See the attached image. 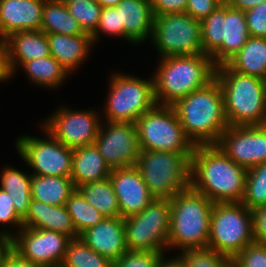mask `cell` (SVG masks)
I'll return each instance as SVG.
<instances>
[{
    "instance_id": "cell-1",
    "label": "cell",
    "mask_w": 266,
    "mask_h": 267,
    "mask_svg": "<svg viewBox=\"0 0 266 267\" xmlns=\"http://www.w3.org/2000/svg\"><path fill=\"white\" fill-rule=\"evenodd\" d=\"M247 169L237 165L217 145H198L191 156V184L213 203L241 202Z\"/></svg>"
},
{
    "instance_id": "cell-2",
    "label": "cell",
    "mask_w": 266,
    "mask_h": 267,
    "mask_svg": "<svg viewBox=\"0 0 266 267\" xmlns=\"http://www.w3.org/2000/svg\"><path fill=\"white\" fill-rule=\"evenodd\" d=\"M186 137L194 146L216 145L229 127L221 87L216 78L174 105Z\"/></svg>"
},
{
    "instance_id": "cell-3",
    "label": "cell",
    "mask_w": 266,
    "mask_h": 267,
    "mask_svg": "<svg viewBox=\"0 0 266 267\" xmlns=\"http://www.w3.org/2000/svg\"><path fill=\"white\" fill-rule=\"evenodd\" d=\"M156 69L152 77L155 101L167 106L206 86L216 72L211 56L205 54L162 57Z\"/></svg>"
},
{
    "instance_id": "cell-4",
    "label": "cell",
    "mask_w": 266,
    "mask_h": 267,
    "mask_svg": "<svg viewBox=\"0 0 266 267\" xmlns=\"http://www.w3.org/2000/svg\"><path fill=\"white\" fill-rule=\"evenodd\" d=\"M229 126L266 125V80L233 71L227 64L216 67Z\"/></svg>"
},
{
    "instance_id": "cell-5",
    "label": "cell",
    "mask_w": 266,
    "mask_h": 267,
    "mask_svg": "<svg viewBox=\"0 0 266 267\" xmlns=\"http://www.w3.org/2000/svg\"><path fill=\"white\" fill-rule=\"evenodd\" d=\"M168 248H207L214 203L191 186L170 199Z\"/></svg>"
},
{
    "instance_id": "cell-6",
    "label": "cell",
    "mask_w": 266,
    "mask_h": 267,
    "mask_svg": "<svg viewBox=\"0 0 266 267\" xmlns=\"http://www.w3.org/2000/svg\"><path fill=\"white\" fill-rule=\"evenodd\" d=\"M192 154L140 150L135 167L155 199H172L190 187Z\"/></svg>"
},
{
    "instance_id": "cell-7",
    "label": "cell",
    "mask_w": 266,
    "mask_h": 267,
    "mask_svg": "<svg viewBox=\"0 0 266 267\" xmlns=\"http://www.w3.org/2000/svg\"><path fill=\"white\" fill-rule=\"evenodd\" d=\"M249 37L245 12L226 2L201 21L203 54L211 56L216 67L226 64Z\"/></svg>"
},
{
    "instance_id": "cell-8",
    "label": "cell",
    "mask_w": 266,
    "mask_h": 267,
    "mask_svg": "<svg viewBox=\"0 0 266 267\" xmlns=\"http://www.w3.org/2000/svg\"><path fill=\"white\" fill-rule=\"evenodd\" d=\"M253 242L251 210L242 202L214 203L207 248L232 260Z\"/></svg>"
},
{
    "instance_id": "cell-9",
    "label": "cell",
    "mask_w": 266,
    "mask_h": 267,
    "mask_svg": "<svg viewBox=\"0 0 266 267\" xmlns=\"http://www.w3.org/2000/svg\"><path fill=\"white\" fill-rule=\"evenodd\" d=\"M110 78L105 121L136 123L143 113L156 105L153 78L146 80L123 73H115Z\"/></svg>"
},
{
    "instance_id": "cell-10",
    "label": "cell",
    "mask_w": 266,
    "mask_h": 267,
    "mask_svg": "<svg viewBox=\"0 0 266 267\" xmlns=\"http://www.w3.org/2000/svg\"><path fill=\"white\" fill-rule=\"evenodd\" d=\"M140 150L193 152L173 106L156 104L136 120Z\"/></svg>"
},
{
    "instance_id": "cell-11",
    "label": "cell",
    "mask_w": 266,
    "mask_h": 267,
    "mask_svg": "<svg viewBox=\"0 0 266 267\" xmlns=\"http://www.w3.org/2000/svg\"><path fill=\"white\" fill-rule=\"evenodd\" d=\"M170 213V199H154L140 213L124 218L128 250L153 252L167 250Z\"/></svg>"
},
{
    "instance_id": "cell-12",
    "label": "cell",
    "mask_w": 266,
    "mask_h": 267,
    "mask_svg": "<svg viewBox=\"0 0 266 267\" xmlns=\"http://www.w3.org/2000/svg\"><path fill=\"white\" fill-rule=\"evenodd\" d=\"M151 39L160 58L203 54L201 21L186 12L155 16Z\"/></svg>"
},
{
    "instance_id": "cell-13",
    "label": "cell",
    "mask_w": 266,
    "mask_h": 267,
    "mask_svg": "<svg viewBox=\"0 0 266 267\" xmlns=\"http://www.w3.org/2000/svg\"><path fill=\"white\" fill-rule=\"evenodd\" d=\"M44 132L47 139L29 135L17 138L20 157L34 170L32 175L71 177L73 149Z\"/></svg>"
},
{
    "instance_id": "cell-14",
    "label": "cell",
    "mask_w": 266,
    "mask_h": 267,
    "mask_svg": "<svg viewBox=\"0 0 266 267\" xmlns=\"http://www.w3.org/2000/svg\"><path fill=\"white\" fill-rule=\"evenodd\" d=\"M12 236V249L42 267H60L71 238L65 234L22 227Z\"/></svg>"
},
{
    "instance_id": "cell-15",
    "label": "cell",
    "mask_w": 266,
    "mask_h": 267,
    "mask_svg": "<svg viewBox=\"0 0 266 267\" xmlns=\"http://www.w3.org/2000/svg\"><path fill=\"white\" fill-rule=\"evenodd\" d=\"M43 129L71 149L95 144L100 129L96 110H59L43 123Z\"/></svg>"
},
{
    "instance_id": "cell-16",
    "label": "cell",
    "mask_w": 266,
    "mask_h": 267,
    "mask_svg": "<svg viewBox=\"0 0 266 267\" xmlns=\"http://www.w3.org/2000/svg\"><path fill=\"white\" fill-rule=\"evenodd\" d=\"M95 144L110 169L135 166L140 153L136 124L131 122L101 123Z\"/></svg>"
},
{
    "instance_id": "cell-17",
    "label": "cell",
    "mask_w": 266,
    "mask_h": 267,
    "mask_svg": "<svg viewBox=\"0 0 266 267\" xmlns=\"http://www.w3.org/2000/svg\"><path fill=\"white\" fill-rule=\"evenodd\" d=\"M216 145L248 170L266 162V125L229 126Z\"/></svg>"
},
{
    "instance_id": "cell-18",
    "label": "cell",
    "mask_w": 266,
    "mask_h": 267,
    "mask_svg": "<svg viewBox=\"0 0 266 267\" xmlns=\"http://www.w3.org/2000/svg\"><path fill=\"white\" fill-rule=\"evenodd\" d=\"M109 178L122 218L140 213L155 199L135 166L111 169Z\"/></svg>"
},
{
    "instance_id": "cell-19",
    "label": "cell",
    "mask_w": 266,
    "mask_h": 267,
    "mask_svg": "<svg viewBox=\"0 0 266 267\" xmlns=\"http://www.w3.org/2000/svg\"><path fill=\"white\" fill-rule=\"evenodd\" d=\"M79 237L88 247L112 262L128 251L122 217H105L97 225L82 232Z\"/></svg>"
},
{
    "instance_id": "cell-20",
    "label": "cell",
    "mask_w": 266,
    "mask_h": 267,
    "mask_svg": "<svg viewBox=\"0 0 266 267\" xmlns=\"http://www.w3.org/2000/svg\"><path fill=\"white\" fill-rule=\"evenodd\" d=\"M4 41L9 78L14 76L17 65L51 55L46 33L41 30L14 32Z\"/></svg>"
},
{
    "instance_id": "cell-21",
    "label": "cell",
    "mask_w": 266,
    "mask_h": 267,
    "mask_svg": "<svg viewBox=\"0 0 266 267\" xmlns=\"http://www.w3.org/2000/svg\"><path fill=\"white\" fill-rule=\"evenodd\" d=\"M45 0H0V39L18 31L40 30Z\"/></svg>"
},
{
    "instance_id": "cell-22",
    "label": "cell",
    "mask_w": 266,
    "mask_h": 267,
    "mask_svg": "<svg viewBox=\"0 0 266 267\" xmlns=\"http://www.w3.org/2000/svg\"><path fill=\"white\" fill-rule=\"evenodd\" d=\"M116 8L120 26H124L125 40L141 44L151 38L155 17L151 0H122Z\"/></svg>"
},
{
    "instance_id": "cell-23",
    "label": "cell",
    "mask_w": 266,
    "mask_h": 267,
    "mask_svg": "<svg viewBox=\"0 0 266 267\" xmlns=\"http://www.w3.org/2000/svg\"><path fill=\"white\" fill-rule=\"evenodd\" d=\"M23 227L56 231L71 239L79 237L65 205L51 206L34 199L23 219Z\"/></svg>"
},
{
    "instance_id": "cell-24",
    "label": "cell",
    "mask_w": 266,
    "mask_h": 267,
    "mask_svg": "<svg viewBox=\"0 0 266 267\" xmlns=\"http://www.w3.org/2000/svg\"><path fill=\"white\" fill-rule=\"evenodd\" d=\"M46 36L51 56L69 73L87 59L93 44L92 37L87 33L75 36L49 33Z\"/></svg>"
},
{
    "instance_id": "cell-25",
    "label": "cell",
    "mask_w": 266,
    "mask_h": 267,
    "mask_svg": "<svg viewBox=\"0 0 266 267\" xmlns=\"http://www.w3.org/2000/svg\"><path fill=\"white\" fill-rule=\"evenodd\" d=\"M111 169L96 144L73 149L71 179L75 187L100 181L110 176Z\"/></svg>"
},
{
    "instance_id": "cell-26",
    "label": "cell",
    "mask_w": 266,
    "mask_h": 267,
    "mask_svg": "<svg viewBox=\"0 0 266 267\" xmlns=\"http://www.w3.org/2000/svg\"><path fill=\"white\" fill-rule=\"evenodd\" d=\"M226 64L233 71L266 80V38L250 36Z\"/></svg>"
},
{
    "instance_id": "cell-27",
    "label": "cell",
    "mask_w": 266,
    "mask_h": 267,
    "mask_svg": "<svg viewBox=\"0 0 266 267\" xmlns=\"http://www.w3.org/2000/svg\"><path fill=\"white\" fill-rule=\"evenodd\" d=\"M75 189L71 177L32 175V199L51 206L66 205Z\"/></svg>"
},
{
    "instance_id": "cell-28",
    "label": "cell",
    "mask_w": 266,
    "mask_h": 267,
    "mask_svg": "<svg viewBox=\"0 0 266 267\" xmlns=\"http://www.w3.org/2000/svg\"><path fill=\"white\" fill-rule=\"evenodd\" d=\"M42 32L62 35L85 34L77 20L70 14L66 4L61 0H45L42 10Z\"/></svg>"
},
{
    "instance_id": "cell-29",
    "label": "cell",
    "mask_w": 266,
    "mask_h": 267,
    "mask_svg": "<svg viewBox=\"0 0 266 267\" xmlns=\"http://www.w3.org/2000/svg\"><path fill=\"white\" fill-rule=\"evenodd\" d=\"M0 178V188L11 196L17 214L24 219L32 199V174L30 175L13 167H6L2 170Z\"/></svg>"
},
{
    "instance_id": "cell-30",
    "label": "cell",
    "mask_w": 266,
    "mask_h": 267,
    "mask_svg": "<svg viewBox=\"0 0 266 267\" xmlns=\"http://www.w3.org/2000/svg\"><path fill=\"white\" fill-rule=\"evenodd\" d=\"M86 201L105 217H121L118 201L110 178L77 187Z\"/></svg>"
},
{
    "instance_id": "cell-31",
    "label": "cell",
    "mask_w": 266,
    "mask_h": 267,
    "mask_svg": "<svg viewBox=\"0 0 266 267\" xmlns=\"http://www.w3.org/2000/svg\"><path fill=\"white\" fill-rule=\"evenodd\" d=\"M22 68L31 82L45 89L58 88L69 76V72L51 55L25 63Z\"/></svg>"
},
{
    "instance_id": "cell-32",
    "label": "cell",
    "mask_w": 266,
    "mask_h": 267,
    "mask_svg": "<svg viewBox=\"0 0 266 267\" xmlns=\"http://www.w3.org/2000/svg\"><path fill=\"white\" fill-rule=\"evenodd\" d=\"M60 267H113V262L88 247L84 241L78 237L71 239L68 243Z\"/></svg>"
},
{
    "instance_id": "cell-33",
    "label": "cell",
    "mask_w": 266,
    "mask_h": 267,
    "mask_svg": "<svg viewBox=\"0 0 266 267\" xmlns=\"http://www.w3.org/2000/svg\"><path fill=\"white\" fill-rule=\"evenodd\" d=\"M78 235L97 225L105 216L86 201L78 189L70 195L66 205Z\"/></svg>"
},
{
    "instance_id": "cell-34",
    "label": "cell",
    "mask_w": 266,
    "mask_h": 267,
    "mask_svg": "<svg viewBox=\"0 0 266 267\" xmlns=\"http://www.w3.org/2000/svg\"><path fill=\"white\" fill-rule=\"evenodd\" d=\"M241 202L250 210L266 204V162L247 170Z\"/></svg>"
},
{
    "instance_id": "cell-35",
    "label": "cell",
    "mask_w": 266,
    "mask_h": 267,
    "mask_svg": "<svg viewBox=\"0 0 266 267\" xmlns=\"http://www.w3.org/2000/svg\"><path fill=\"white\" fill-rule=\"evenodd\" d=\"M70 14L77 20L84 33L90 36L96 31L102 7L96 0L68 3Z\"/></svg>"
},
{
    "instance_id": "cell-36",
    "label": "cell",
    "mask_w": 266,
    "mask_h": 267,
    "mask_svg": "<svg viewBox=\"0 0 266 267\" xmlns=\"http://www.w3.org/2000/svg\"><path fill=\"white\" fill-rule=\"evenodd\" d=\"M184 267H223L230 259L212 249H189L180 253Z\"/></svg>"
},
{
    "instance_id": "cell-37",
    "label": "cell",
    "mask_w": 266,
    "mask_h": 267,
    "mask_svg": "<svg viewBox=\"0 0 266 267\" xmlns=\"http://www.w3.org/2000/svg\"><path fill=\"white\" fill-rule=\"evenodd\" d=\"M101 31V32H100ZM122 36L124 38V26H120L119 12L116 7L102 8L96 31L91 35L93 44L100 38V33Z\"/></svg>"
},
{
    "instance_id": "cell-38",
    "label": "cell",
    "mask_w": 266,
    "mask_h": 267,
    "mask_svg": "<svg viewBox=\"0 0 266 267\" xmlns=\"http://www.w3.org/2000/svg\"><path fill=\"white\" fill-rule=\"evenodd\" d=\"M164 253L128 250L113 262V267H156L158 260Z\"/></svg>"
},
{
    "instance_id": "cell-39",
    "label": "cell",
    "mask_w": 266,
    "mask_h": 267,
    "mask_svg": "<svg viewBox=\"0 0 266 267\" xmlns=\"http://www.w3.org/2000/svg\"><path fill=\"white\" fill-rule=\"evenodd\" d=\"M232 260L238 267H266V244L253 242Z\"/></svg>"
},
{
    "instance_id": "cell-40",
    "label": "cell",
    "mask_w": 266,
    "mask_h": 267,
    "mask_svg": "<svg viewBox=\"0 0 266 267\" xmlns=\"http://www.w3.org/2000/svg\"><path fill=\"white\" fill-rule=\"evenodd\" d=\"M245 15L250 36L266 38V1L245 11Z\"/></svg>"
},
{
    "instance_id": "cell-41",
    "label": "cell",
    "mask_w": 266,
    "mask_h": 267,
    "mask_svg": "<svg viewBox=\"0 0 266 267\" xmlns=\"http://www.w3.org/2000/svg\"><path fill=\"white\" fill-rule=\"evenodd\" d=\"M0 224L23 227V219L17 214L11 196L0 188Z\"/></svg>"
},
{
    "instance_id": "cell-42",
    "label": "cell",
    "mask_w": 266,
    "mask_h": 267,
    "mask_svg": "<svg viewBox=\"0 0 266 267\" xmlns=\"http://www.w3.org/2000/svg\"><path fill=\"white\" fill-rule=\"evenodd\" d=\"M224 2V0H188L186 13L194 19L202 21Z\"/></svg>"
},
{
    "instance_id": "cell-43",
    "label": "cell",
    "mask_w": 266,
    "mask_h": 267,
    "mask_svg": "<svg viewBox=\"0 0 266 267\" xmlns=\"http://www.w3.org/2000/svg\"><path fill=\"white\" fill-rule=\"evenodd\" d=\"M254 242L266 244V204L251 210Z\"/></svg>"
},
{
    "instance_id": "cell-44",
    "label": "cell",
    "mask_w": 266,
    "mask_h": 267,
    "mask_svg": "<svg viewBox=\"0 0 266 267\" xmlns=\"http://www.w3.org/2000/svg\"><path fill=\"white\" fill-rule=\"evenodd\" d=\"M188 0H151L154 16L186 12Z\"/></svg>"
},
{
    "instance_id": "cell-45",
    "label": "cell",
    "mask_w": 266,
    "mask_h": 267,
    "mask_svg": "<svg viewBox=\"0 0 266 267\" xmlns=\"http://www.w3.org/2000/svg\"><path fill=\"white\" fill-rule=\"evenodd\" d=\"M0 267H42V266L21 257L13 249H11L9 253L4 257Z\"/></svg>"
},
{
    "instance_id": "cell-46",
    "label": "cell",
    "mask_w": 266,
    "mask_h": 267,
    "mask_svg": "<svg viewBox=\"0 0 266 267\" xmlns=\"http://www.w3.org/2000/svg\"><path fill=\"white\" fill-rule=\"evenodd\" d=\"M12 236L11 232L9 230L4 231L2 230L0 232V266L3 262L4 257L9 253V251L12 249Z\"/></svg>"
},
{
    "instance_id": "cell-47",
    "label": "cell",
    "mask_w": 266,
    "mask_h": 267,
    "mask_svg": "<svg viewBox=\"0 0 266 267\" xmlns=\"http://www.w3.org/2000/svg\"><path fill=\"white\" fill-rule=\"evenodd\" d=\"M266 0H225L232 8L240 11H247L254 8Z\"/></svg>"
},
{
    "instance_id": "cell-48",
    "label": "cell",
    "mask_w": 266,
    "mask_h": 267,
    "mask_svg": "<svg viewBox=\"0 0 266 267\" xmlns=\"http://www.w3.org/2000/svg\"><path fill=\"white\" fill-rule=\"evenodd\" d=\"M9 79V73L6 67L5 41L0 39V82Z\"/></svg>"
},
{
    "instance_id": "cell-49",
    "label": "cell",
    "mask_w": 266,
    "mask_h": 267,
    "mask_svg": "<svg viewBox=\"0 0 266 267\" xmlns=\"http://www.w3.org/2000/svg\"><path fill=\"white\" fill-rule=\"evenodd\" d=\"M163 254L160 259L157 262L156 267H184V263L182 260V257L178 254L177 257H174L173 259H166ZM166 259V260H165Z\"/></svg>"
},
{
    "instance_id": "cell-50",
    "label": "cell",
    "mask_w": 266,
    "mask_h": 267,
    "mask_svg": "<svg viewBox=\"0 0 266 267\" xmlns=\"http://www.w3.org/2000/svg\"><path fill=\"white\" fill-rule=\"evenodd\" d=\"M102 8L116 7L122 0H96Z\"/></svg>"
},
{
    "instance_id": "cell-51",
    "label": "cell",
    "mask_w": 266,
    "mask_h": 267,
    "mask_svg": "<svg viewBox=\"0 0 266 267\" xmlns=\"http://www.w3.org/2000/svg\"><path fill=\"white\" fill-rule=\"evenodd\" d=\"M64 4L74 3V2H83V1H91V0H61Z\"/></svg>"
},
{
    "instance_id": "cell-52",
    "label": "cell",
    "mask_w": 266,
    "mask_h": 267,
    "mask_svg": "<svg viewBox=\"0 0 266 267\" xmlns=\"http://www.w3.org/2000/svg\"><path fill=\"white\" fill-rule=\"evenodd\" d=\"M223 267H238L233 260H229Z\"/></svg>"
}]
</instances>
